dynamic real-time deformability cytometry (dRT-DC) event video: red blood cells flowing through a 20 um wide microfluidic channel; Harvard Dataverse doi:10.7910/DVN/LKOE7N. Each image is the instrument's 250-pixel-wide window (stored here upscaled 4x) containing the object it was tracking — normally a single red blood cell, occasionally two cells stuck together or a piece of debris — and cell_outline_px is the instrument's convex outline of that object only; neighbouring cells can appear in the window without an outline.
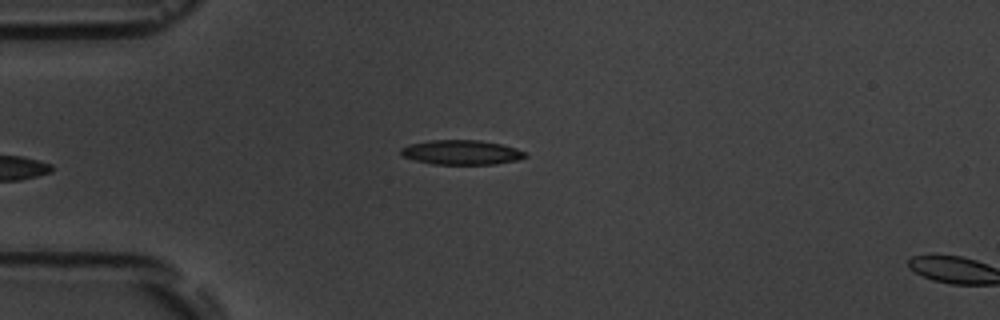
{"species": "common noctule bat (a hibernating species)", "species_latin": "Nyctalus noctula", "temperature_condition": "room temperature", "stored_images_in_passage": 2, "camera_frame_rate_fps": 3000, "um_per_image_px": 0.085, "animal": {"sex": "male", "body_mass_g": 19.5, "forearm_length_mm": 54.6}, "frame": {"image": 1, "passage_image": 2, "time_ms": 1.0, "image_size_px": [1000, 320], "cell_outline_px": [[528, 156], [516, 160], [496, 164], [432, 164], [416, 160], [404, 156], [400, 152], [400, 148], [408, 144], [432, 140], [480, 140], [500, 144], [516, 148], [524, 152]], "centroid_in_image_um": [39.21, 12.95], "position_along_channel_um": 45.8, "area_um2": 17.69}}